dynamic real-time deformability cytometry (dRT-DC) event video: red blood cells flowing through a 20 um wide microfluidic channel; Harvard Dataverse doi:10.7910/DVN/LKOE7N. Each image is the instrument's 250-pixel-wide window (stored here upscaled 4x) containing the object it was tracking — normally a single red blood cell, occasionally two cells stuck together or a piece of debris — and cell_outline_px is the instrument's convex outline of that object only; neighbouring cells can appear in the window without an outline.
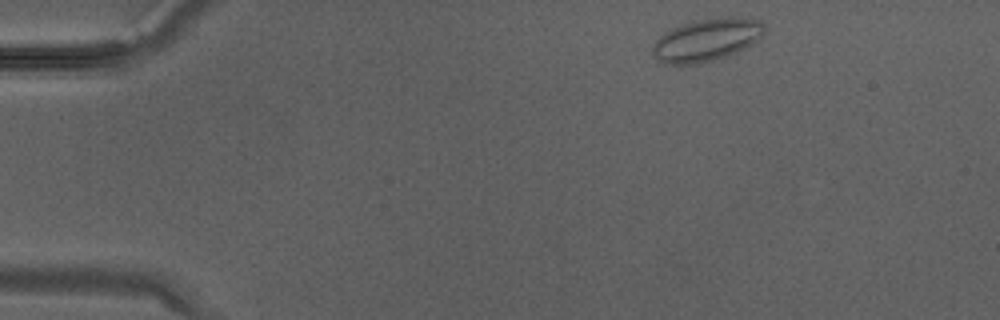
{"species": "Egyptian fruit bat (a non-hibernating species)", "species_latin": "Rousettus aegyptiacus", "temperature_condition": "warm", "stored_images_in_passage": 30, "camera_frame_rate_fps": 3000, "um_per_image_px": 0.085, "animal": {"sex": "male"}, "frame": {"image": 1, "passage_image": 1, "time_ms": 0.0, "image_size_px": [1000, 320], "cell_outline_px": [[764, 36], [752, 44], [736, 52], [712, 60], [692, 64], [664, 64], [656, 60], [652, 56], [652, 44], [664, 32], [680, 24], [704, 20], [732, 16], [760, 20], [764, 24]], "centroid_in_image_um": [60.04, 3.4], "position_along_channel_um": 25.0, "area_um2": 27.63}}
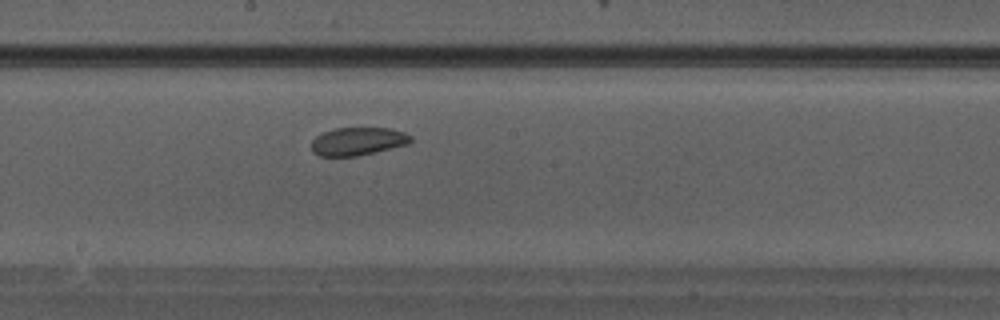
{"frame": {"image": 2, "passage_image": 15, "time_ms": 4.667, "image_size_px": [1000, 320], "cell_outline_px": [[412, 140], [408, 144], [356, 156], [320, 156], [312, 152], [312, 140], [316, 136], [324, 132], [336, 128], [388, 128], [404, 132], [412, 136]], "centroid_in_image_um": [30.41, 12.01], "position_along_channel_um": 217.8, "area_um2": 16.07}}
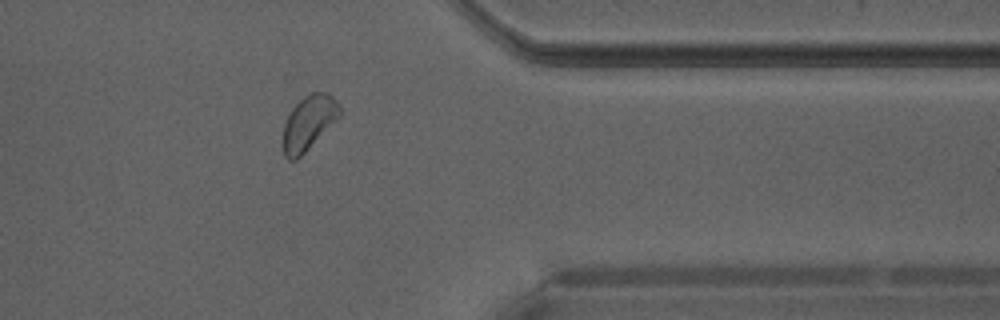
{"frame": {"image": 3, "passage_image": 24, "time_ms": 7.667, "image_size_px": [1000, 320], "cell_outline_px": [[340, 116], [296, 160], [288, 160], [284, 156], [280, 144], [284, 124], [288, 112], [308, 92], [328, 92], [340, 104]], "centroid_in_image_um": [26.18, 10.43], "position_along_channel_um": 385.2, "area_um2": 18.21}}